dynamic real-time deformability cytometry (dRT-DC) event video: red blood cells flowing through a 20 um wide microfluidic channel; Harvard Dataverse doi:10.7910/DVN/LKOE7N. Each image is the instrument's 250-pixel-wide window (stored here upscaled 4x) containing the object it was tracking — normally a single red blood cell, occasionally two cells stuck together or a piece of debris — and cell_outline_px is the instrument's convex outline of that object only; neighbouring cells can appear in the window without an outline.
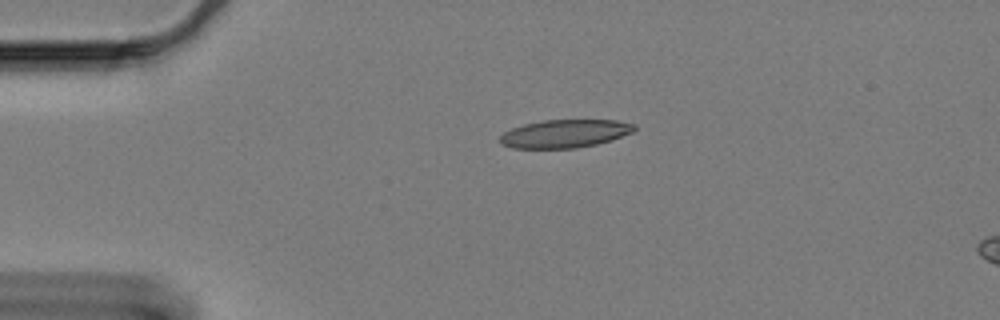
{"species": "Egyptian fruit bat (a non-hibernating species)", "species_latin": "Rousettus aegyptiacus", "temperature_condition": "cold", "stored_images_in_passage": 49, "camera_frame_rate_fps": 3000, "um_per_image_px": 0.085, "animal": {"sex": "female"}, "frame": {"image": 1, "passage_image": 1, "time_ms": 0.0, "image_size_px": [1000, 320], "cell_outline_px": [[636, 128], [632, 132], [612, 140], [596, 144], [576, 148], [512, 148], [500, 144], [500, 136], [504, 132], [512, 128], [524, 124], [544, 120], [616, 120], [636, 124]], "centroid_in_image_um": [48.01, 11.36], "position_along_channel_um": 37.0, "area_um2": 22.02}}
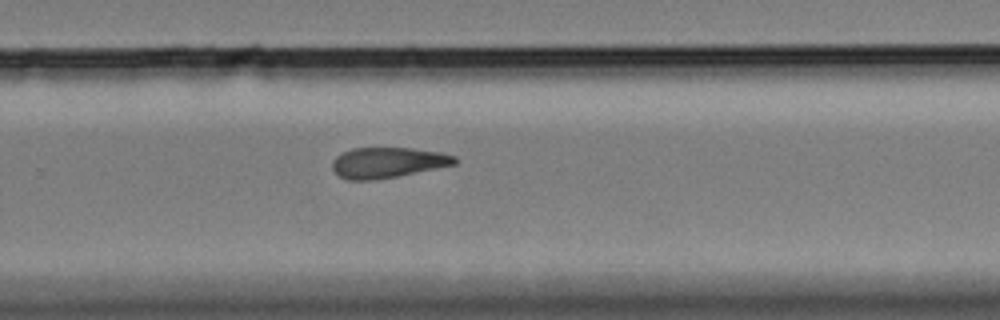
{"frame": {"image": 2, "passage_image": 28, "time_ms": 9.0, "image_size_px": [1000, 320], "cell_outline_px": [[456, 164], [396, 176], [372, 180], [348, 180], [340, 176], [332, 168], [332, 160], [340, 152], [352, 148], [412, 148], [444, 152], [456, 156]], "centroid_in_image_um": [32.94, 13.8], "position_along_channel_um": 296.9, "area_um2": 21.79}}
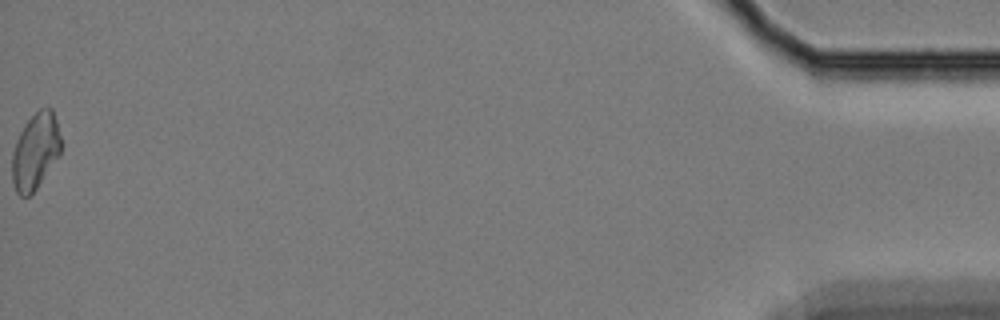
{"frame": {"image": 3, "passage_image": 49, "time_ms": 16.0, "image_size_px": [1000, 320], "cell_outline_px": [[60, 156], [36, 188], [28, 196], [20, 196], [16, 192], [12, 180], [12, 152], [16, 140], [24, 124], [40, 108], [52, 108], [56, 120], [60, 136]], "centroid_in_image_um": [3.0, 12.86], "position_along_channel_um": 432.2, "area_um2": 21.62}, "authors_computed_cell_mechanics": {"area_um2": 22.0796, "velocity_mm_per_s": 3.2798, "shape_relaxation_time_tau1_ms": null, "shape_relaxation_time_tau2_ms": 6.9599, "deformation_change_tau1": null, "deformation_change_tau2": 0.158}}